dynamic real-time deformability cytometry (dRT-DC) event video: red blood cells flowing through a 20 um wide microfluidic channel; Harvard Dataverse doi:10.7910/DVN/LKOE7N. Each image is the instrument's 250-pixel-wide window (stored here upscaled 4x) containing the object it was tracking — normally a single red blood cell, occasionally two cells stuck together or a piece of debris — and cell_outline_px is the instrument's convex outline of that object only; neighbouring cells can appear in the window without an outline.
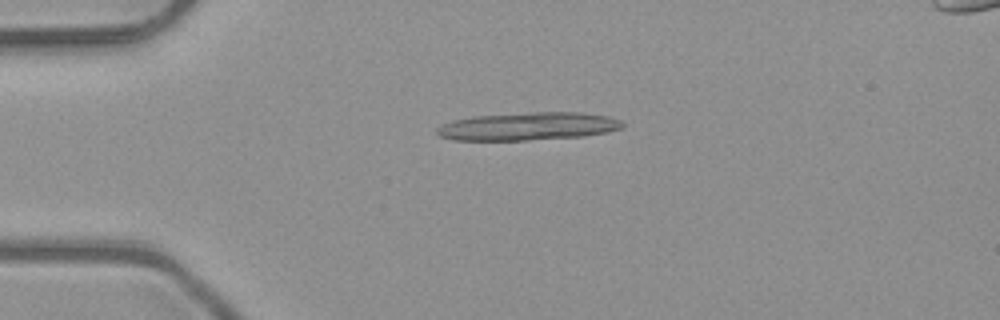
{"species": "common noctule bat (a hibernating species)", "species_latin": "Nyctalus noctula", "temperature_condition": "room temperature", "stored_images_in_passage": 2, "camera_frame_rate_fps": 3000, "um_per_image_px": 0.085, "animal": {"sex": "male", "body_mass_g": 23.1, "forearm_length_mm": 52.7}, "frame": {"image": 1, "passage_image": 1, "time_ms": 0.0, "image_size_px": [1000, 320], "cell_outline_px": [[624, 128], [608, 132], [584, 136], [528, 140], [452, 140], [440, 136], [436, 132], [436, 128], [440, 124], [452, 120], [476, 116], [532, 112], [580, 112], [608, 116], [620, 120], [624, 124]], "centroid_in_image_um": [44.89, 10.74], "position_along_channel_um": 40.1, "area_um2": 30.35}}